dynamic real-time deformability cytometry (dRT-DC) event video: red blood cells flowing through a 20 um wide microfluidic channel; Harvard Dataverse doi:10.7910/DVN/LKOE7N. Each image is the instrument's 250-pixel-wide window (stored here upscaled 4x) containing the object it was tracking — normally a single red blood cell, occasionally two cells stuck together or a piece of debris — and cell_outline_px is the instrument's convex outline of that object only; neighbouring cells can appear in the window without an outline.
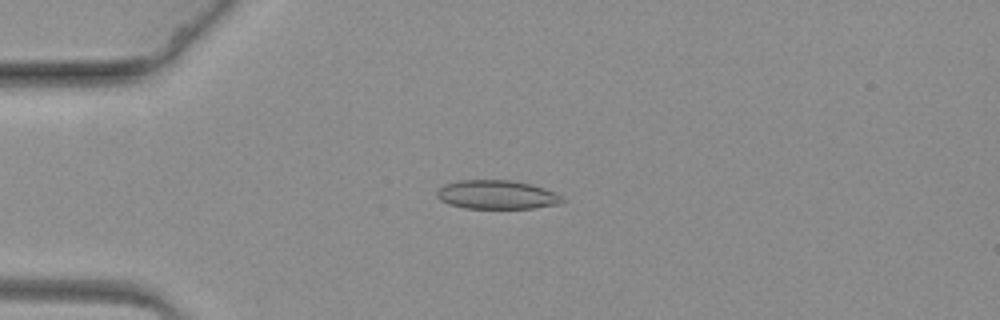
{"species": "common noctule bat (a hibernating species)", "species_latin": "Nyctalus noctula", "temperature_condition": "warm", "stored_images_in_passage": 47, "camera_frame_rate_fps": 3000, "um_per_image_px": 0.085, "animal": {"sex": "female", "body_mass_g": 19.3, "forearm_length_mm": 54.1}, "frame": {"image": 1, "passage_image": 11, "time_ms": 3.333, "image_size_px": [1000, 320], "cell_outline_px": [[564, 200], [560, 204], [536, 208], [464, 208], [448, 204], [440, 200], [436, 196], [436, 188], [444, 184], [456, 180], [512, 180], [532, 184], [544, 188], [560, 196]], "centroid_in_image_um": [42.17, 16.54], "position_along_channel_um": 42.8, "area_um2": 21.27}}
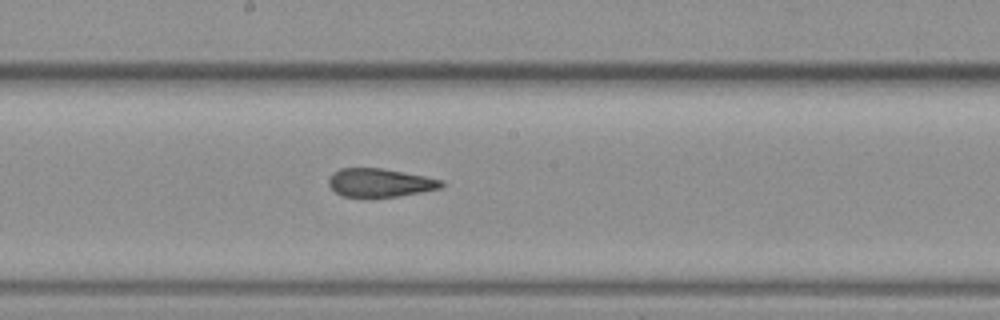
{"frame": {"image": 2, "passage_image": 29, "time_ms": 9.333, "image_size_px": [1000, 320], "cell_outline_px": [[444, 184], [440, 188], [400, 196], [344, 196], [336, 192], [328, 184], [328, 180], [332, 172], [340, 168], [380, 168], [424, 176], [444, 180]], "centroid_in_image_um": [32.29, 15.51], "position_along_channel_um": 215.9, "area_um2": 18.38}}
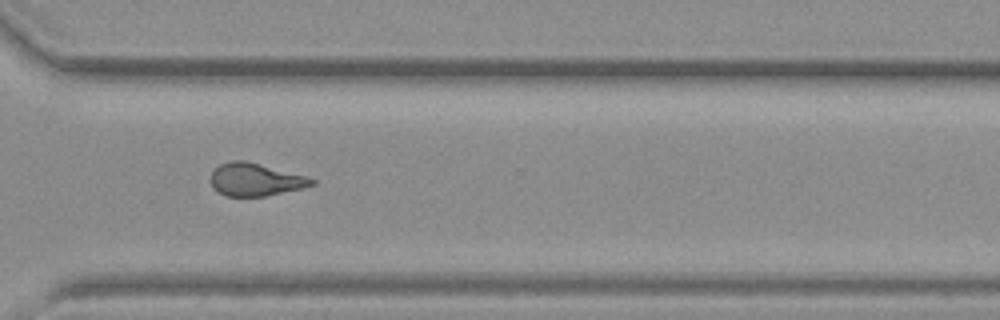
{"frame": {"image": 3, "passage_image": 41, "time_ms": 13.333, "image_size_px": [1000, 320], "cell_outline_px": [[316, 184], [304, 188], [264, 196], [224, 196], [212, 188], [208, 180], [212, 172], [220, 164], [232, 160], [244, 160], [308, 176], [316, 180]], "centroid_in_image_um": [21.69, 15.27], "position_along_channel_um": 348.9, "area_um2": 19.54}}